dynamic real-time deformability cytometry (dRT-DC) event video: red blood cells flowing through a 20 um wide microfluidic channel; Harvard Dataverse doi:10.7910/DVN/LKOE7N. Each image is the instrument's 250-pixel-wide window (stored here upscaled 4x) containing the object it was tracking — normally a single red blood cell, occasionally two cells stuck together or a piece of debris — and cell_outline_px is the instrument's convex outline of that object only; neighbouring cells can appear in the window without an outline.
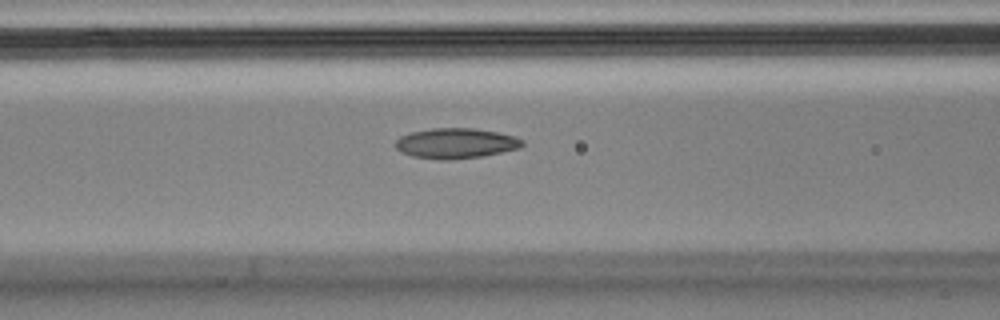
{"species": "Egyptian fruit bat (a non-hibernating species)", "species_latin": "Rousettus aegyptiacus", "temperature_condition": "cold", "stored_images_in_passage": 34, "camera_frame_rate_fps": 3000, "um_per_image_px": 0.085, "animal": {"sex": "male"}, "frame": {"image": 1, "passage_image": 7, "time_ms": 2.0, "image_size_px": [1000, 320], "cell_outline_px": [[524, 144], [520, 148], [480, 156], [448, 160], [444, 160], [412, 156], [396, 148], [396, 140], [400, 136], [412, 132], [432, 128], [472, 128], [496, 132], [512, 136], [524, 140]], "centroid_in_image_um": [38.74, 12.17], "position_along_channel_um": 127.9, "area_um2": 22.02}}
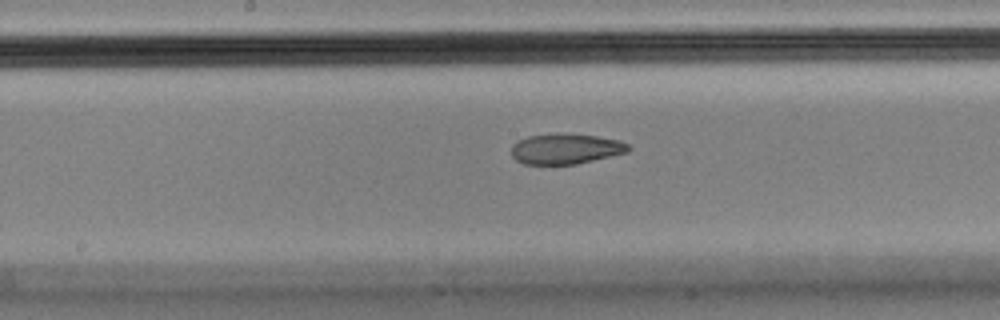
{"frame": {"image": 2, "passage_image": 13, "time_ms": 4.0, "image_size_px": [1000, 320], "cell_outline_px": [[632, 148], [628, 152], [576, 164], [524, 164], [516, 160], [512, 156], [512, 144], [516, 140], [528, 136], [556, 132], [596, 136], [620, 140], [628, 144]], "centroid_in_image_um": [48.07, 12.63], "position_along_channel_um": 200.1, "area_um2": 20.98}}
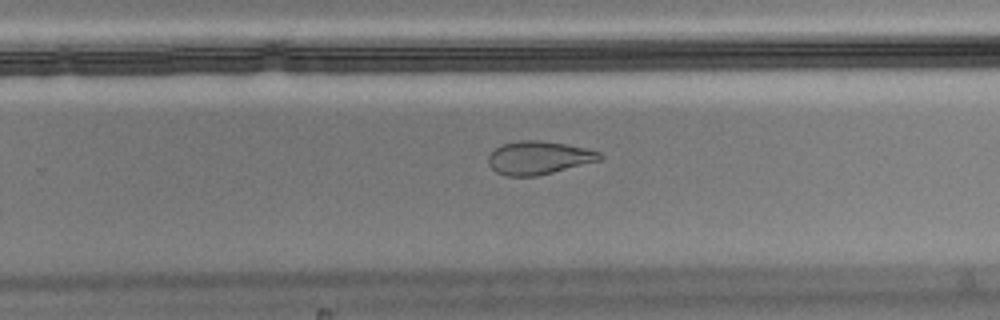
{"frame": {"image": 3, "passage_image": 20, "time_ms": 6.333, "image_size_px": [1000, 320], "cell_outline_px": [[604, 156], [600, 160], [536, 176], [504, 176], [496, 172], [488, 164], [488, 156], [496, 148], [504, 144], [520, 140], [540, 140], [564, 144], [584, 148], [600, 152]], "centroid_in_image_um": [45.76, 13.41], "position_along_channel_um": 284.0, "area_um2": 21.33}, "authors_computed_cell_mechanics": {"area_um2": 21.9929, "velocity_mm_per_s": 3.6118, "shape_relaxation_time_tau1_ms": null, "shape_relaxation_time_tau2_ms": 1.9517, "deformation_change_tau1": null, "deformation_change_tau2": 0.0742}}